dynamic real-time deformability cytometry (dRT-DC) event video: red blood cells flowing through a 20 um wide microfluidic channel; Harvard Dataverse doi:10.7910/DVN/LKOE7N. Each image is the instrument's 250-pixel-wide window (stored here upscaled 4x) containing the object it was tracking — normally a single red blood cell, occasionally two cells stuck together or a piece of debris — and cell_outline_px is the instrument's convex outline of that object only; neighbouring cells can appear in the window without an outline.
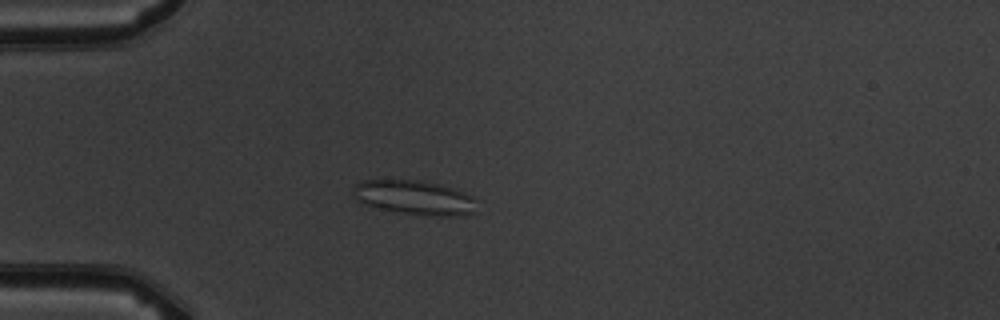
{"species": "common noctule bat (a hibernating species)", "species_latin": "Nyctalus noctula", "temperature_condition": "warm", "stored_images_in_passage": 5, "camera_frame_rate_fps": 3000, "um_per_image_px": 0.085, "animal": {"sex": "male", "body_mass_g": 19.5, "forearm_length_mm": 54.6}, "frame": {"image": 1, "passage_image": 5, "time_ms": 4.667, "image_size_px": [1000, 320], "cell_outline_px": [[476, 212], [464, 216], [432, 216], [396, 212], [364, 204], [352, 192], [352, 188], [356, 184], [364, 180], [420, 180], [440, 184], [464, 192], [472, 196], [476, 200]], "centroid_in_image_um": [35.29, 16.8], "position_along_channel_um": 49.7, "area_um2": 24.85}}